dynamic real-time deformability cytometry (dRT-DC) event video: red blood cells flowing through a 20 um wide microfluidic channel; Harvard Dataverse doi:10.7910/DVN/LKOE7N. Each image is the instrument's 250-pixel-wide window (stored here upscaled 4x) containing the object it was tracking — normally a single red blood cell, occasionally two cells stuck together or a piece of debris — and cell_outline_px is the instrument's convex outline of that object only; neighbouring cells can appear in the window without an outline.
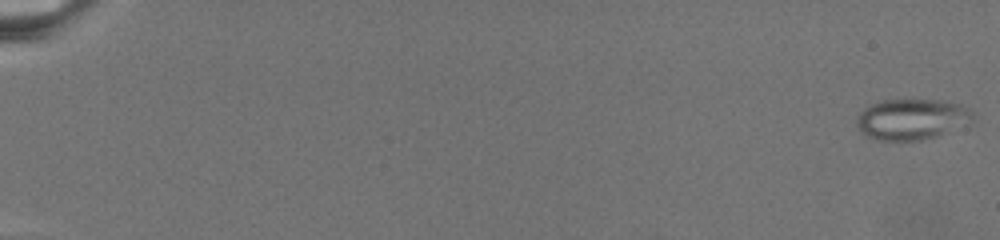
{"species": "common noctule bat (a hibernating species)", "species_latin": "Nyctalus noctula", "temperature_condition": "warm", "stored_images_in_passage": 75, "camera_frame_rate_fps": 3000, "um_per_image_px": 0.085, "animal": {"sex": "female", "body_mass_g": 19.5, "forearm_length_mm": 54.1}, "frame": {"image": 1, "passage_image": 1, "time_ms": 0.0, "image_size_px": [1000, 240], "cell_outline_px": [[976, 120], [972, 124], [936, 136], [920, 140], [876, 140], [864, 136], [860, 132], [856, 124], [856, 120], [860, 112], [864, 108], [872, 104], [884, 100], [936, 100], [956, 104], [968, 108], [972, 112]], "centroid_in_image_um": [77.51, 10.15], "position_along_channel_um": 7.5, "area_um2": 27.8}}
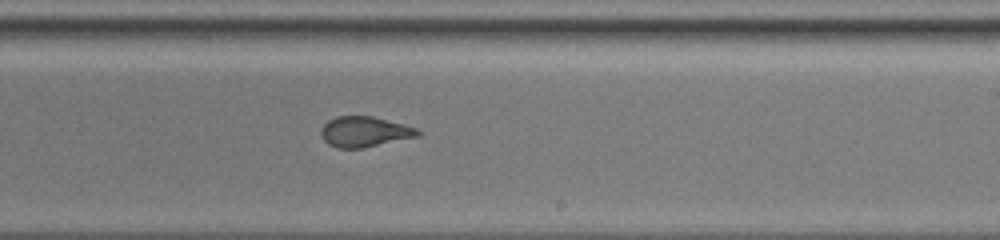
{"frame": {"image": 2, "passage_image": 49, "time_ms": 16.0, "image_size_px": [1000, 240], "cell_outline_px": [[420, 136], [364, 148], [336, 148], [328, 144], [320, 136], [320, 128], [328, 120], [336, 116], [372, 116], [404, 124], [416, 128], [420, 132]], "centroid_in_image_um": [30.96, 11.2], "position_along_channel_um": 258.0, "area_um2": 17.34}}
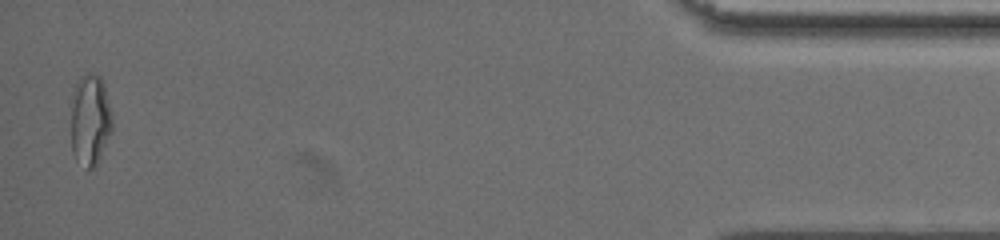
{"frame": {"image": 3, "passage_image": 74, "time_ms": 24.333, "image_size_px": [1000, 240], "cell_outline_px": [[112, 132], [96, 164], [92, 168], [88, 168], [76, 160], [72, 152], [72, 96], [76, 84], [80, 76], [88, 72], [100, 76], [104, 84], [112, 112]], "centroid_in_image_um": [7.68, 10.16], "position_along_channel_um": 427.5, "area_um2": 21.91}}